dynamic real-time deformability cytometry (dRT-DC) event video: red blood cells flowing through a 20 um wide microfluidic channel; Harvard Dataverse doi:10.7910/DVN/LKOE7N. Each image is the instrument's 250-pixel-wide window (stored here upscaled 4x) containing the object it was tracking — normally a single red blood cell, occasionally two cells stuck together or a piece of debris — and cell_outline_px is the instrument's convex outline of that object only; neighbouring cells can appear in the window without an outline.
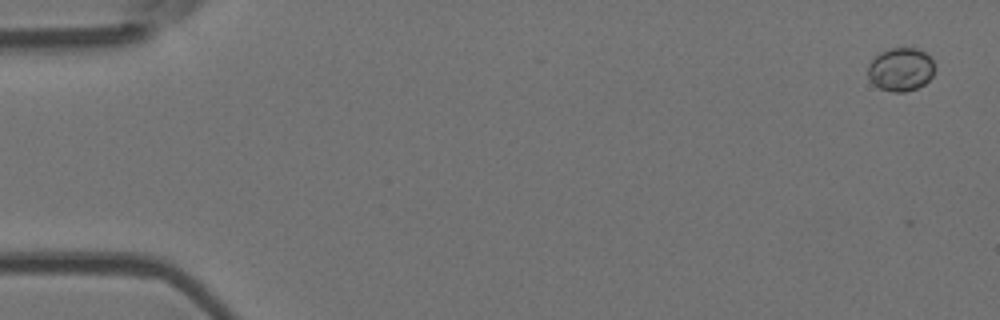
{"species": "Egyptian fruit bat (a non-hibernating species)", "species_latin": "Rousettus aegyptiacus", "temperature_condition": "room temperature", "stored_images_in_passage": 46, "camera_frame_rate_fps": 3000, "um_per_image_px": 0.085, "animal": {"sex": "female"}, "frame": {"image": 1, "passage_image": 3, "time_ms": 0.667, "image_size_px": [1000, 320], "cell_outline_px": [[936, 68], [932, 76], [924, 84], [916, 88], [904, 92], [892, 92], [880, 88], [868, 76], [868, 68], [872, 60], [880, 52], [892, 48], [916, 48], [924, 52], [932, 60]], "centroid_in_image_um": [76.59, 5.9], "position_along_channel_um": 8.4, "area_um2": 16.65}}
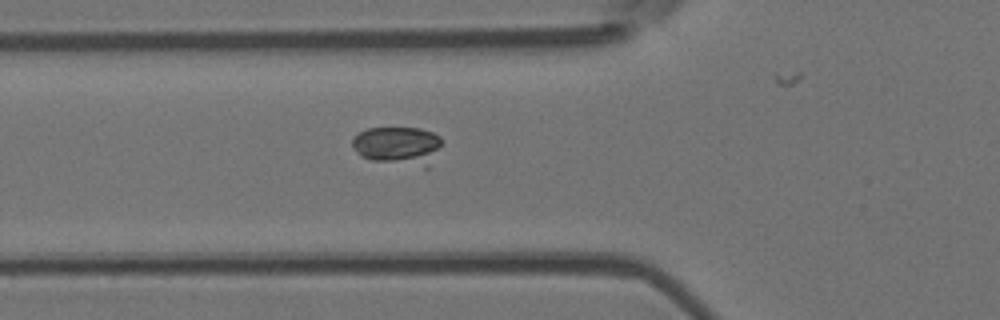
{"frame": {"image": 2, "passage_image": 21, "time_ms": 6.667, "image_size_px": [1000, 320], "cell_outline_px": [[440, 144], [428, 168], [424, 168], [372, 160], [360, 156], [356, 152], [352, 144], [352, 140], [360, 132], [368, 128], [420, 128], [432, 132], [440, 136]], "centroid_in_image_um": [33.82, 12.39], "position_along_channel_um": 92.0, "area_um2": 19.94}}
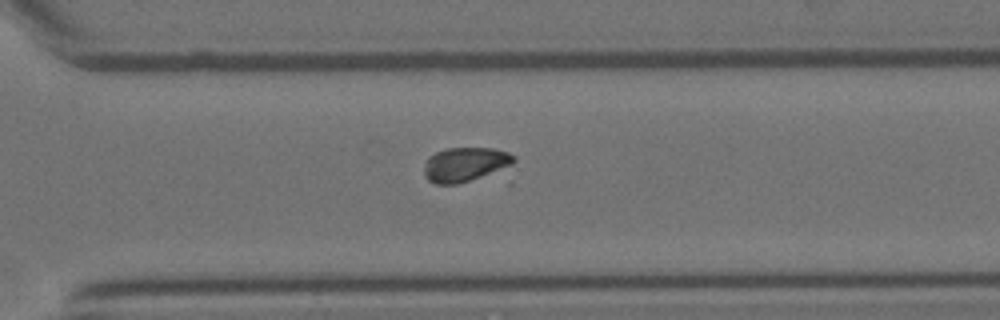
{"frame": {"image": 3, "passage_image": 40, "time_ms": 13.0, "image_size_px": [1000, 320], "cell_outline_px": [[516, 160], [512, 164], [468, 180], [456, 184], [436, 184], [428, 180], [424, 176], [424, 164], [428, 156], [436, 152], [448, 148], [492, 148], [508, 152], [516, 156]], "centroid_in_image_um": [39.48, 13.95], "position_along_channel_um": 331.1, "area_um2": 17.57}}